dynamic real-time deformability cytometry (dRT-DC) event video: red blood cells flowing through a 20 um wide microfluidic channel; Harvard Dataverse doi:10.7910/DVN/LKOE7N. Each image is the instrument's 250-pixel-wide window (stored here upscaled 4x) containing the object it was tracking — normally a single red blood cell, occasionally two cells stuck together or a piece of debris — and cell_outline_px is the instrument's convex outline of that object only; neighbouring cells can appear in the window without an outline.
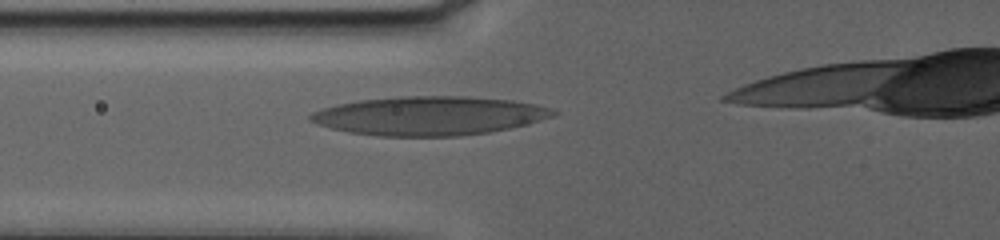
{"species": "human", "species_latin": "Homo sapiens", "temperature_condition": "warm", "stored_images_in_passage": 56, "camera_frame_rate_fps": 3000, "um_per_image_px": 0.085, "donor": {"sex": "female"}, "frame": {"image": 1, "passage_image": 10, "time_ms": 3.0, "image_size_px": [1000, 240], "cell_outline_px": [[560, 112], [552, 116], [528, 124], [488, 132], [460, 136], [380, 136], [348, 132], [316, 124], [308, 120], [308, 116], [312, 112], [324, 108], [340, 104], [360, 100], [400, 96], [468, 96], [512, 100], [536, 104]], "centroid_in_image_um": [36.48, 9.84], "position_along_channel_um": 89.3, "area_um2": 54.85}}
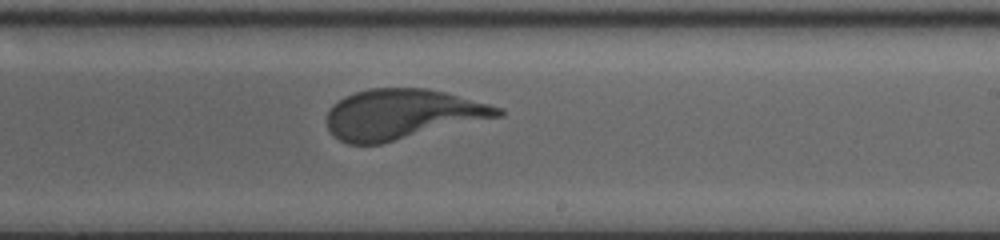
{"frame": {"image": 2, "passage_image": 32, "time_ms": 10.333, "image_size_px": [1000, 240], "cell_outline_px": [[504, 116], [380, 144], [348, 144], [340, 140], [328, 128], [328, 112], [332, 104], [344, 96], [368, 88], [424, 88], [444, 92], [488, 104], [500, 108], [504, 112]], "centroid_in_image_um": [34.19, 9.71], "position_along_channel_um": 254.8, "area_um2": 49.71}}
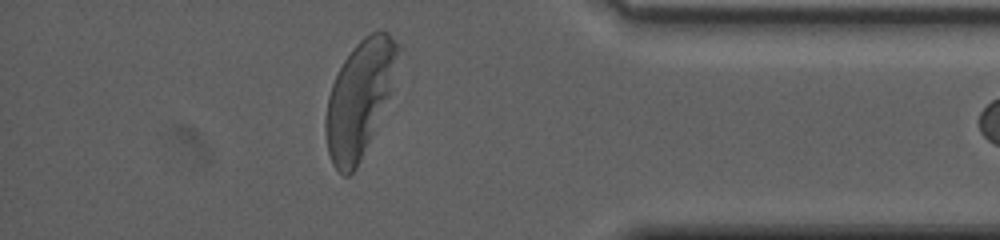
{"frame": {"image": 3, "passage_image": 54, "time_ms": 17.667, "image_size_px": [1000, 240], "cell_outline_px": [[404, 48], [388, 92], [372, 132], [356, 168], [348, 176], [344, 176], [332, 164], [328, 152], [324, 132], [324, 120], [328, 96], [332, 84], [344, 60], [352, 48], [364, 36], [372, 32], [388, 32]], "centroid_in_image_um": [30.53, 8.32], "position_along_channel_um": 404.7, "area_um2": 47.8}}